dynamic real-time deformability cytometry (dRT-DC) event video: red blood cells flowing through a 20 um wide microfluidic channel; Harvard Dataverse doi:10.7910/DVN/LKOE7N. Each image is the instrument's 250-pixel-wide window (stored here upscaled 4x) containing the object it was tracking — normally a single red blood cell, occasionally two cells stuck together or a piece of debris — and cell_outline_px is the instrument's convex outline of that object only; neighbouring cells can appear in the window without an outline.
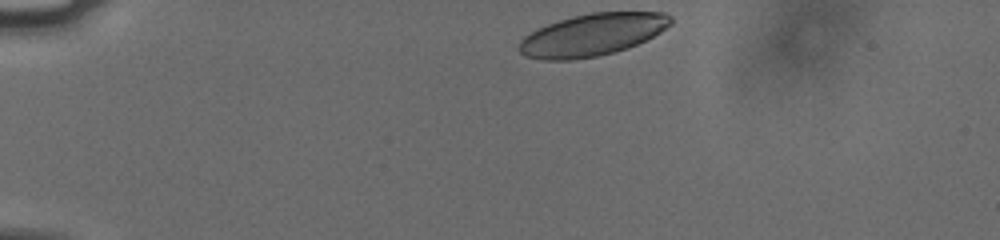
{"species": "human", "species_latin": "Homo sapiens", "temperature_condition": "cold", "stored_images_in_passage": 23, "camera_frame_rate_fps": 3000, "um_per_image_px": 0.085, "donor": {"sex": "male"}, "frame": {"image": 1, "passage_image": 1, "time_ms": 0.0, "image_size_px": [1000, 240], "cell_outline_px": [[672, 24], [660, 32], [628, 48], [596, 56], [572, 60], [544, 60], [524, 56], [520, 52], [520, 40], [524, 36], [536, 28], [572, 16], [592, 12], [664, 12], [672, 16]], "centroid_in_image_um": [50.34, 2.95], "position_along_channel_um": 34.7, "area_um2": 37.17}}
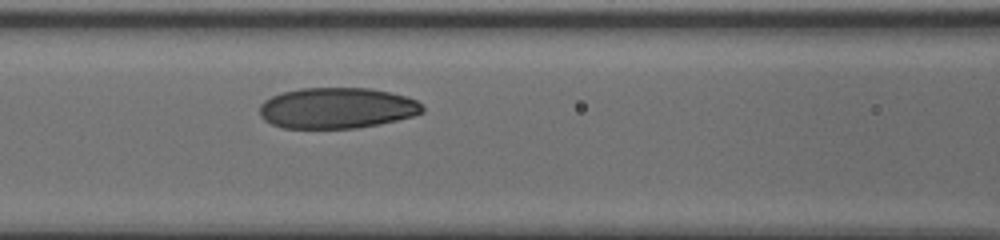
{"frame": {"image": 2, "passage_image": 14, "time_ms": 4.333, "image_size_px": [1000, 240], "cell_outline_px": [[424, 112], [412, 116], [396, 120], [356, 128], [284, 128], [272, 124], [264, 120], [260, 116], [260, 104], [264, 100], [272, 96], [284, 92], [300, 88], [368, 88], [392, 92], [416, 100], [424, 108]], "centroid_in_image_um": [28.62, 9.18], "position_along_channel_um": 138.0, "area_um2": 38.67}}
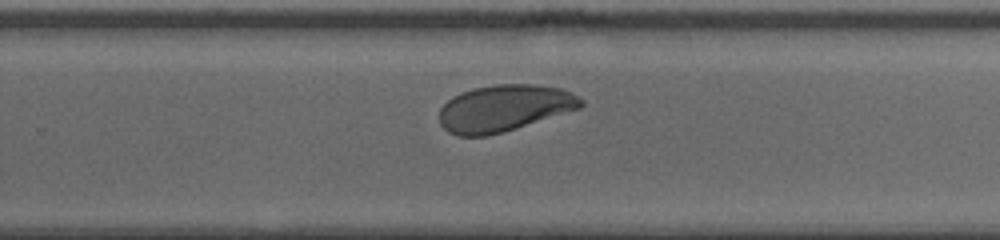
{"frame": {"image": 3, "passage_image": 23, "time_ms": 7.333, "image_size_px": [1000, 240], "cell_outline_px": [[584, 104], [580, 108], [500, 132], [484, 136], [456, 136], [448, 132], [440, 124], [440, 108], [452, 96], [460, 92], [472, 88], [496, 84], [536, 84], [560, 88], [572, 92], [584, 100]], "centroid_in_image_um": [42.83, 9.17], "position_along_channel_um": 287.0, "area_um2": 38.26}}